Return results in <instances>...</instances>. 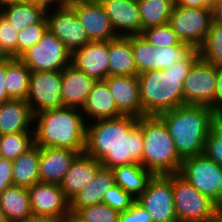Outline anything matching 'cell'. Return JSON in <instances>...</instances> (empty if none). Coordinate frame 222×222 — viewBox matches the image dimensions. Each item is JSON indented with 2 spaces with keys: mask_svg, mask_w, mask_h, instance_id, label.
<instances>
[{
  "mask_svg": "<svg viewBox=\"0 0 222 222\" xmlns=\"http://www.w3.org/2000/svg\"><path fill=\"white\" fill-rule=\"evenodd\" d=\"M109 41H90L72 53L71 64L89 77L105 80L108 77Z\"/></svg>",
  "mask_w": 222,
  "mask_h": 222,
  "instance_id": "e0dca14e",
  "label": "cell"
},
{
  "mask_svg": "<svg viewBox=\"0 0 222 222\" xmlns=\"http://www.w3.org/2000/svg\"><path fill=\"white\" fill-rule=\"evenodd\" d=\"M222 109V67H217L216 113Z\"/></svg>",
  "mask_w": 222,
  "mask_h": 222,
  "instance_id": "bcb514c9",
  "label": "cell"
},
{
  "mask_svg": "<svg viewBox=\"0 0 222 222\" xmlns=\"http://www.w3.org/2000/svg\"><path fill=\"white\" fill-rule=\"evenodd\" d=\"M203 154L222 168V125L217 121L210 127Z\"/></svg>",
  "mask_w": 222,
  "mask_h": 222,
  "instance_id": "f35d334b",
  "label": "cell"
},
{
  "mask_svg": "<svg viewBox=\"0 0 222 222\" xmlns=\"http://www.w3.org/2000/svg\"><path fill=\"white\" fill-rule=\"evenodd\" d=\"M199 51L203 61L222 67V25L212 21L208 35Z\"/></svg>",
  "mask_w": 222,
  "mask_h": 222,
  "instance_id": "d6a6232c",
  "label": "cell"
},
{
  "mask_svg": "<svg viewBox=\"0 0 222 222\" xmlns=\"http://www.w3.org/2000/svg\"><path fill=\"white\" fill-rule=\"evenodd\" d=\"M62 71H31L26 102L33 114L63 107Z\"/></svg>",
  "mask_w": 222,
  "mask_h": 222,
  "instance_id": "5bb4252c",
  "label": "cell"
},
{
  "mask_svg": "<svg viewBox=\"0 0 222 222\" xmlns=\"http://www.w3.org/2000/svg\"><path fill=\"white\" fill-rule=\"evenodd\" d=\"M216 83L217 67L200 58L184 80V105H203L216 113Z\"/></svg>",
  "mask_w": 222,
  "mask_h": 222,
  "instance_id": "7c38bea8",
  "label": "cell"
},
{
  "mask_svg": "<svg viewBox=\"0 0 222 222\" xmlns=\"http://www.w3.org/2000/svg\"><path fill=\"white\" fill-rule=\"evenodd\" d=\"M136 201L148 212L152 222H178L172 180L167 175H153Z\"/></svg>",
  "mask_w": 222,
  "mask_h": 222,
  "instance_id": "8fae6325",
  "label": "cell"
},
{
  "mask_svg": "<svg viewBox=\"0 0 222 222\" xmlns=\"http://www.w3.org/2000/svg\"><path fill=\"white\" fill-rule=\"evenodd\" d=\"M118 222H152V220L148 212L135 201L129 209L119 213Z\"/></svg>",
  "mask_w": 222,
  "mask_h": 222,
  "instance_id": "b9f144b4",
  "label": "cell"
},
{
  "mask_svg": "<svg viewBox=\"0 0 222 222\" xmlns=\"http://www.w3.org/2000/svg\"><path fill=\"white\" fill-rule=\"evenodd\" d=\"M43 221H44V219H42V218L32 217L27 220H21V221H16V222H43Z\"/></svg>",
  "mask_w": 222,
  "mask_h": 222,
  "instance_id": "f5cc1de1",
  "label": "cell"
},
{
  "mask_svg": "<svg viewBox=\"0 0 222 222\" xmlns=\"http://www.w3.org/2000/svg\"><path fill=\"white\" fill-rule=\"evenodd\" d=\"M101 167V163L86 152L79 153L59 184L65 196L71 200L94 179Z\"/></svg>",
  "mask_w": 222,
  "mask_h": 222,
  "instance_id": "ffe728a7",
  "label": "cell"
},
{
  "mask_svg": "<svg viewBox=\"0 0 222 222\" xmlns=\"http://www.w3.org/2000/svg\"><path fill=\"white\" fill-rule=\"evenodd\" d=\"M213 22L222 25V0H216L211 8Z\"/></svg>",
  "mask_w": 222,
  "mask_h": 222,
  "instance_id": "7dc6e473",
  "label": "cell"
},
{
  "mask_svg": "<svg viewBox=\"0 0 222 222\" xmlns=\"http://www.w3.org/2000/svg\"><path fill=\"white\" fill-rule=\"evenodd\" d=\"M96 80L85 72L69 64L62 70V103L63 107L81 109L91 92Z\"/></svg>",
  "mask_w": 222,
  "mask_h": 222,
  "instance_id": "44dd1931",
  "label": "cell"
},
{
  "mask_svg": "<svg viewBox=\"0 0 222 222\" xmlns=\"http://www.w3.org/2000/svg\"><path fill=\"white\" fill-rule=\"evenodd\" d=\"M117 36L142 33V23L136 0H99Z\"/></svg>",
  "mask_w": 222,
  "mask_h": 222,
  "instance_id": "2e32d148",
  "label": "cell"
},
{
  "mask_svg": "<svg viewBox=\"0 0 222 222\" xmlns=\"http://www.w3.org/2000/svg\"><path fill=\"white\" fill-rule=\"evenodd\" d=\"M172 180L178 222H216L217 204L200 193L179 173L166 174Z\"/></svg>",
  "mask_w": 222,
  "mask_h": 222,
  "instance_id": "8992f818",
  "label": "cell"
},
{
  "mask_svg": "<svg viewBox=\"0 0 222 222\" xmlns=\"http://www.w3.org/2000/svg\"><path fill=\"white\" fill-rule=\"evenodd\" d=\"M216 0H174L175 6L192 8H212Z\"/></svg>",
  "mask_w": 222,
  "mask_h": 222,
  "instance_id": "ee69618b",
  "label": "cell"
},
{
  "mask_svg": "<svg viewBox=\"0 0 222 222\" xmlns=\"http://www.w3.org/2000/svg\"><path fill=\"white\" fill-rule=\"evenodd\" d=\"M138 125L142 128L144 139L140 164L154 175L179 173L182 159L166 124L158 116H142Z\"/></svg>",
  "mask_w": 222,
  "mask_h": 222,
  "instance_id": "5b68a950",
  "label": "cell"
},
{
  "mask_svg": "<svg viewBox=\"0 0 222 222\" xmlns=\"http://www.w3.org/2000/svg\"><path fill=\"white\" fill-rule=\"evenodd\" d=\"M135 201V198L118 185L109 188L103 197V203L119 213L129 209Z\"/></svg>",
  "mask_w": 222,
  "mask_h": 222,
  "instance_id": "ab89813d",
  "label": "cell"
},
{
  "mask_svg": "<svg viewBox=\"0 0 222 222\" xmlns=\"http://www.w3.org/2000/svg\"><path fill=\"white\" fill-rule=\"evenodd\" d=\"M49 5L39 3H3L2 15L17 31L38 24L45 16Z\"/></svg>",
  "mask_w": 222,
  "mask_h": 222,
  "instance_id": "83f0119b",
  "label": "cell"
},
{
  "mask_svg": "<svg viewBox=\"0 0 222 222\" xmlns=\"http://www.w3.org/2000/svg\"><path fill=\"white\" fill-rule=\"evenodd\" d=\"M115 184L137 199L147 187L153 173L144 168L140 163L127 166H117L112 169Z\"/></svg>",
  "mask_w": 222,
  "mask_h": 222,
  "instance_id": "f1b7e54d",
  "label": "cell"
},
{
  "mask_svg": "<svg viewBox=\"0 0 222 222\" xmlns=\"http://www.w3.org/2000/svg\"><path fill=\"white\" fill-rule=\"evenodd\" d=\"M67 4L75 11L91 41H110L118 37L100 1Z\"/></svg>",
  "mask_w": 222,
  "mask_h": 222,
  "instance_id": "9a60e30c",
  "label": "cell"
},
{
  "mask_svg": "<svg viewBox=\"0 0 222 222\" xmlns=\"http://www.w3.org/2000/svg\"><path fill=\"white\" fill-rule=\"evenodd\" d=\"M0 222H7L1 206H0Z\"/></svg>",
  "mask_w": 222,
  "mask_h": 222,
  "instance_id": "9f6ffc18",
  "label": "cell"
},
{
  "mask_svg": "<svg viewBox=\"0 0 222 222\" xmlns=\"http://www.w3.org/2000/svg\"><path fill=\"white\" fill-rule=\"evenodd\" d=\"M31 70L19 59L6 62V93L10 99L26 100L29 93Z\"/></svg>",
  "mask_w": 222,
  "mask_h": 222,
  "instance_id": "f546056e",
  "label": "cell"
},
{
  "mask_svg": "<svg viewBox=\"0 0 222 222\" xmlns=\"http://www.w3.org/2000/svg\"><path fill=\"white\" fill-rule=\"evenodd\" d=\"M34 144V132H18L0 136L2 157L15 160Z\"/></svg>",
  "mask_w": 222,
  "mask_h": 222,
  "instance_id": "836d02e7",
  "label": "cell"
},
{
  "mask_svg": "<svg viewBox=\"0 0 222 222\" xmlns=\"http://www.w3.org/2000/svg\"><path fill=\"white\" fill-rule=\"evenodd\" d=\"M216 121L222 125V109H220L217 113H216Z\"/></svg>",
  "mask_w": 222,
  "mask_h": 222,
  "instance_id": "db71d44e",
  "label": "cell"
},
{
  "mask_svg": "<svg viewBox=\"0 0 222 222\" xmlns=\"http://www.w3.org/2000/svg\"><path fill=\"white\" fill-rule=\"evenodd\" d=\"M6 83V62L0 64V104L10 100L6 93L5 84Z\"/></svg>",
  "mask_w": 222,
  "mask_h": 222,
  "instance_id": "f6af8a7d",
  "label": "cell"
},
{
  "mask_svg": "<svg viewBox=\"0 0 222 222\" xmlns=\"http://www.w3.org/2000/svg\"><path fill=\"white\" fill-rule=\"evenodd\" d=\"M78 154L70 149L40 147L39 182L59 185Z\"/></svg>",
  "mask_w": 222,
  "mask_h": 222,
  "instance_id": "d6986e66",
  "label": "cell"
},
{
  "mask_svg": "<svg viewBox=\"0 0 222 222\" xmlns=\"http://www.w3.org/2000/svg\"><path fill=\"white\" fill-rule=\"evenodd\" d=\"M197 51V48L185 43L170 47H154V70L171 69L175 62L188 61Z\"/></svg>",
  "mask_w": 222,
  "mask_h": 222,
  "instance_id": "1f68e13d",
  "label": "cell"
},
{
  "mask_svg": "<svg viewBox=\"0 0 222 222\" xmlns=\"http://www.w3.org/2000/svg\"><path fill=\"white\" fill-rule=\"evenodd\" d=\"M131 46L135 58L137 76L149 70H154V46L141 34L131 36Z\"/></svg>",
  "mask_w": 222,
  "mask_h": 222,
  "instance_id": "d590c367",
  "label": "cell"
},
{
  "mask_svg": "<svg viewBox=\"0 0 222 222\" xmlns=\"http://www.w3.org/2000/svg\"><path fill=\"white\" fill-rule=\"evenodd\" d=\"M33 217L44 220L71 219L70 200L58 184L36 183L28 188Z\"/></svg>",
  "mask_w": 222,
  "mask_h": 222,
  "instance_id": "4fadbf2b",
  "label": "cell"
},
{
  "mask_svg": "<svg viewBox=\"0 0 222 222\" xmlns=\"http://www.w3.org/2000/svg\"><path fill=\"white\" fill-rule=\"evenodd\" d=\"M50 5L55 4H66L68 3V0H46Z\"/></svg>",
  "mask_w": 222,
  "mask_h": 222,
  "instance_id": "816d5d0a",
  "label": "cell"
},
{
  "mask_svg": "<svg viewBox=\"0 0 222 222\" xmlns=\"http://www.w3.org/2000/svg\"><path fill=\"white\" fill-rule=\"evenodd\" d=\"M199 59L198 50L188 61L175 62L171 69L149 70L138 75L143 116H159L184 105V80Z\"/></svg>",
  "mask_w": 222,
  "mask_h": 222,
  "instance_id": "7a4b0ae2",
  "label": "cell"
},
{
  "mask_svg": "<svg viewBox=\"0 0 222 222\" xmlns=\"http://www.w3.org/2000/svg\"><path fill=\"white\" fill-rule=\"evenodd\" d=\"M4 2H10V3H26V2H32V3H39L44 5H50L46 0H3Z\"/></svg>",
  "mask_w": 222,
  "mask_h": 222,
  "instance_id": "681fc988",
  "label": "cell"
},
{
  "mask_svg": "<svg viewBox=\"0 0 222 222\" xmlns=\"http://www.w3.org/2000/svg\"><path fill=\"white\" fill-rule=\"evenodd\" d=\"M119 212L104 203L79 208L71 222H118Z\"/></svg>",
  "mask_w": 222,
  "mask_h": 222,
  "instance_id": "e575fe53",
  "label": "cell"
},
{
  "mask_svg": "<svg viewBox=\"0 0 222 222\" xmlns=\"http://www.w3.org/2000/svg\"><path fill=\"white\" fill-rule=\"evenodd\" d=\"M45 18L47 21V29L53 33L71 53L91 41L84 27L78 20L75 11L67 3L49 5Z\"/></svg>",
  "mask_w": 222,
  "mask_h": 222,
  "instance_id": "30bf717a",
  "label": "cell"
},
{
  "mask_svg": "<svg viewBox=\"0 0 222 222\" xmlns=\"http://www.w3.org/2000/svg\"><path fill=\"white\" fill-rule=\"evenodd\" d=\"M144 139L138 118L121 116L87 123L85 152L113 169L142 161Z\"/></svg>",
  "mask_w": 222,
  "mask_h": 222,
  "instance_id": "6da1fadb",
  "label": "cell"
},
{
  "mask_svg": "<svg viewBox=\"0 0 222 222\" xmlns=\"http://www.w3.org/2000/svg\"><path fill=\"white\" fill-rule=\"evenodd\" d=\"M80 110L87 123L123 116L118 111L114 97L105 80H97L95 82ZM87 117L91 120L89 121Z\"/></svg>",
  "mask_w": 222,
  "mask_h": 222,
  "instance_id": "7402d4cb",
  "label": "cell"
},
{
  "mask_svg": "<svg viewBox=\"0 0 222 222\" xmlns=\"http://www.w3.org/2000/svg\"><path fill=\"white\" fill-rule=\"evenodd\" d=\"M12 160L0 159V194L8 187L12 186Z\"/></svg>",
  "mask_w": 222,
  "mask_h": 222,
  "instance_id": "7bdbcfd3",
  "label": "cell"
},
{
  "mask_svg": "<svg viewBox=\"0 0 222 222\" xmlns=\"http://www.w3.org/2000/svg\"><path fill=\"white\" fill-rule=\"evenodd\" d=\"M12 57L8 54V52L3 48L0 44V64L9 62Z\"/></svg>",
  "mask_w": 222,
  "mask_h": 222,
  "instance_id": "c3c4849f",
  "label": "cell"
},
{
  "mask_svg": "<svg viewBox=\"0 0 222 222\" xmlns=\"http://www.w3.org/2000/svg\"><path fill=\"white\" fill-rule=\"evenodd\" d=\"M212 21L210 8L174 5L168 24L182 43L192 45L199 50L208 35Z\"/></svg>",
  "mask_w": 222,
  "mask_h": 222,
  "instance_id": "9c48e42d",
  "label": "cell"
},
{
  "mask_svg": "<svg viewBox=\"0 0 222 222\" xmlns=\"http://www.w3.org/2000/svg\"><path fill=\"white\" fill-rule=\"evenodd\" d=\"M174 140L175 149L183 160L204 153L210 127L216 113L203 105H182L158 116Z\"/></svg>",
  "mask_w": 222,
  "mask_h": 222,
  "instance_id": "3957f363",
  "label": "cell"
},
{
  "mask_svg": "<svg viewBox=\"0 0 222 222\" xmlns=\"http://www.w3.org/2000/svg\"><path fill=\"white\" fill-rule=\"evenodd\" d=\"M3 0H0V15H2V10H3Z\"/></svg>",
  "mask_w": 222,
  "mask_h": 222,
  "instance_id": "680465c9",
  "label": "cell"
},
{
  "mask_svg": "<svg viewBox=\"0 0 222 222\" xmlns=\"http://www.w3.org/2000/svg\"><path fill=\"white\" fill-rule=\"evenodd\" d=\"M34 114L23 99H10L0 104V136L34 132Z\"/></svg>",
  "mask_w": 222,
  "mask_h": 222,
  "instance_id": "603a6c76",
  "label": "cell"
},
{
  "mask_svg": "<svg viewBox=\"0 0 222 222\" xmlns=\"http://www.w3.org/2000/svg\"><path fill=\"white\" fill-rule=\"evenodd\" d=\"M142 30L168 24L174 8V0H139Z\"/></svg>",
  "mask_w": 222,
  "mask_h": 222,
  "instance_id": "4dcf8cb0",
  "label": "cell"
},
{
  "mask_svg": "<svg viewBox=\"0 0 222 222\" xmlns=\"http://www.w3.org/2000/svg\"><path fill=\"white\" fill-rule=\"evenodd\" d=\"M1 158H3V157H2V153H1V149H0V159H1Z\"/></svg>",
  "mask_w": 222,
  "mask_h": 222,
  "instance_id": "91938a15",
  "label": "cell"
},
{
  "mask_svg": "<svg viewBox=\"0 0 222 222\" xmlns=\"http://www.w3.org/2000/svg\"><path fill=\"white\" fill-rule=\"evenodd\" d=\"M141 35L155 48L183 44L169 24L149 27L142 30Z\"/></svg>",
  "mask_w": 222,
  "mask_h": 222,
  "instance_id": "8d00e7d4",
  "label": "cell"
},
{
  "mask_svg": "<svg viewBox=\"0 0 222 222\" xmlns=\"http://www.w3.org/2000/svg\"><path fill=\"white\" fill-rule=\"evenodd\" d=\"M46 30L47 21L44 17L38 24L27 26L19 31L17 38V59L25 51L36 45Z\"/></svg>",
  "mask_w": 222,
  "mask_h": 222,
  "instance_id": "74e56055",
  "label": "cell"
},
{
  "mask_svg": "<svg viewBox=\"0 0 222 222\" xmlns=\"http://www.w3.org/2000/svg\"><path fill=\"white\" fill-rule=\"evenodd\" d=\"M33 124L34 143L39 147L85 152L87 122L80 109L61 107L38 112Z\"/></svg>",
  "mask_w": 222,
  "mask_h": 222,
  "instance_id": "277c9868",
  "label": "cell"
},
{
  "mask_svg": "<svg viewBox=\"0 0 222 222\" xmlns=\"http://www.w3.org/2000/svg\"><path fill=\"white\" fill-rule=\"evenodd\" d=\"M108 76H136L137 68L131 36H118L109 41Z\"/></svg>",
  "mask_w": 222,
  "mask_h": 222,
  "instance_id": "d4e9b609",
  "label": "cell"
},
{
  "mask_svg": "<svg viewBox=\"0 0 222 222\" xmlns=\"http://www.w3.org/2000/svg\"><path fill=\"white\" fill-rule=\"evenodd\" d=\"M89 1H99V0H68V3L89 2Z\"/></svg>",
  "mask_w": 222,
  "mask_h": 222,
  "instance_id": "6f0895ef",
  "label": "cell"
},
{
  "mask_svg": "<svg viewBox=\"0 0 222 222\" xmlns=\"http://www.w3.org/2000/svg\"><path fill=\"white\" fill-rule=\"evenodd\" d=\"M179 174L218 204L222 199V168L205 154L182 160Z\"/></svg>",
  "mask_w": 222,
  "mask_h": 222,
  "instance_id": "52a82bcc",
  "label": "cell"
},
{
  "mask_svg": "<svg viewBox=\"0 0 222 222\" xmlns=\"http://www.w3.org/2000/svg\"><path fill=\"white\" fill-rule=\"evenodd\" d=\"M72 53L48 29L39 42L18 59L31 71H62L71 64Z\"/></svg>",
  "mask_w": 222,
  "mask_h": 222,
  "instance_id": "ba28073f",
  "label": "cell"
},
{
  "mask_svg": "<svg viewBox=\"0 0 222 222\" xmlns=\"http://www.w3.org/2000/svg\"><path fill=\"white\" fill-rule=\"evenodd\" d=\"M0 206L7 222L27 220L33 217L27 188L10 186L0 194Z\"/></svg>",
  "mask_w": 222,
  "mask_h": 222,
  "instance_id": "484cf974",
  "label": "cell"
},
{
  "mask_svg": "<svg viewBox=\"0 0 222 222\" xmlns=\"http://www.w3.org/2000/svg\"><path fill=\"white\" fill-rule=\"evenodd\" d=\"M105 81L114 97L118 111L123 116H132L138 119L143 116L137 75L108 76Z\"/></svg>",
  "mask_w": 222,
  "mask_h": 222,
  "instance_id": "ac0fdd59",
  "label": "cell"
},
{
  "mask_svg": "<svg viewBox=\"0 0 222 222\" xmlns=\"http://www.w3.org/2000/svg\"><path fill=\"white\" fill-rule=\"evenodd\" d=\"M114 185L116 184L112 169L101 167L94 179L70 200L71 215L79 208L103 203L106 191Z\"/></svg>",
  "mask_w": 222,
  "mask_h": 222,
  "instance_id": "cb8c5ba5",
  "label": "cell"
},
{
  "mask_svg": "<svg viewBox=\"0 0 222 222\" xmlns=\"http://www.w3.org/2000/svg\"><path fill=\"white\" fill-rule=\"evenodd\" d=\"M40 147L35 143L12 161V183L14 186L30 188L39 183Z\"/></svg>",
  "mask_w": 222,
  "mask_h": 222,
  "instance_id": "4316f807",
  "label": "cell"
},
{
  "mask_svg": "<svg viewBox=\"0 0 222 222\" xmlns=\"http://www.w3.org/2000/svg\"><path fill=\"white\" fill-rule=\"evenodd\" d=\"M216 222H222V199L217 204V221Z\"/></svg>",
  "mask_w": 222,
  "mask_h": 222,
  "instance_id": "f907efd6",
  "label": "cell"
},
{
  "mask_svg": "<svg viewBox=\"0 0 222 222\" xmlns=\"http://www.w3.org/2000/svg\"><path fill=\"white\" fill-rule=\"evenodd\" d=\"M43 222H71V219H64V220H44Z\"/></svg>",
  "mask_w": 222,
  "mask_h": 222,
  "instance_id": "11a10c76",
  "label": "cell"
},
{
  "mask_svg": "<svg viewBox=\"0 0 222 222\" xmlns=\"http://www.w3.org/2000/svg\"><path fill=\"white\" fill-rule=\"evenodd\" d=\"M18 33L19 31L3 15H0V44L13 59H17Z\"/></svg>",
  "mask_w": 222,
  "mask_h": 222,
  "instance_id": "60d3db41",
  "label": "cell"
}]
</instances>
